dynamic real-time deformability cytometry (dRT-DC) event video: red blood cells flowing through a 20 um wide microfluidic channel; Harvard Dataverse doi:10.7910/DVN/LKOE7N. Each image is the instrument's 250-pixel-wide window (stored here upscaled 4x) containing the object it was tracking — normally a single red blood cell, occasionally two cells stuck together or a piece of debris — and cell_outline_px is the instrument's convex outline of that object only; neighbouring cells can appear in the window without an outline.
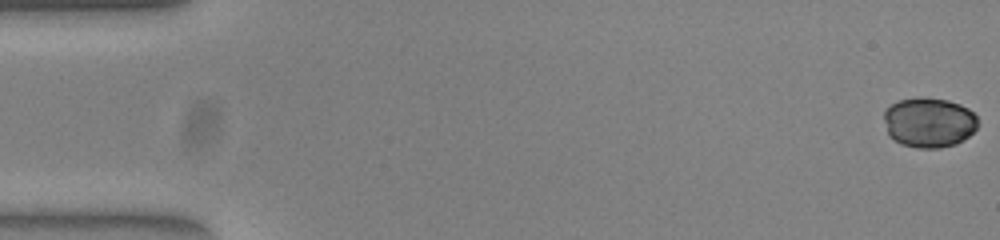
{"species": "common noctule bat (a hibernating species)", "species_latin": "Nyctalus noctula", "temperature_condition": "warm", "stored_images_in_passage": 53, "camera_frame_rate_fps": 3000, "um_per_image_px": 0.085, "animal": {"sex": "female", "body_mass_g": 23.0, "forearm_length_mm": 53.4}, "frame": {"image": 1, "passage_image": 1, "time_ms": 0.0, "image_size_px": [1000, 240], "cell_outline_px": [[976, 128], [968, 136], [956, 144], [940, 148], [916, 148], [900, 144], [888, 136], [884, 120], [884, 108], [900, 100], [920, 96], [924, 96], [948, 100], [960, 104], [968, 108], [976, 116]], "centroid_in_image_um": [78.92, 10.4], "position_along_channel_um": 6.1, "area_um2": 27.63}}
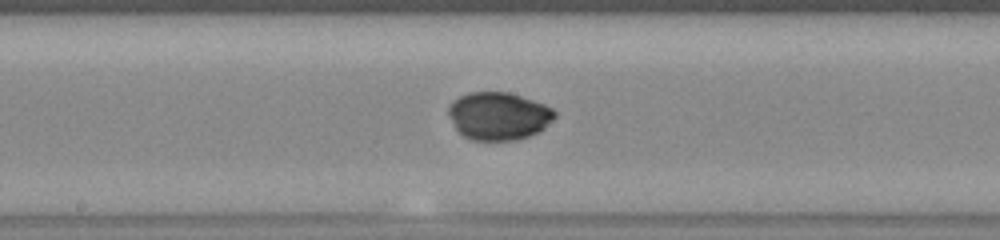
{"frame": {"image": 2, "passage_image": 28, "time_ms": 9.0, "image_size_px": [1000, 240], "cell_outline_px": [[556, 116], [544, 128], [528, 136], [516, 140], [472, 140], [464, 136], [456, 128], [448, 112], [448, 108], [452, 100], [468, 92], [508, 92], [544, 104], [552, 108], [556, 112]], "centroid_in_image_um": [42.37, 9.85], "position_along_channel_um": 205.8, "area_um2": 29.36}}
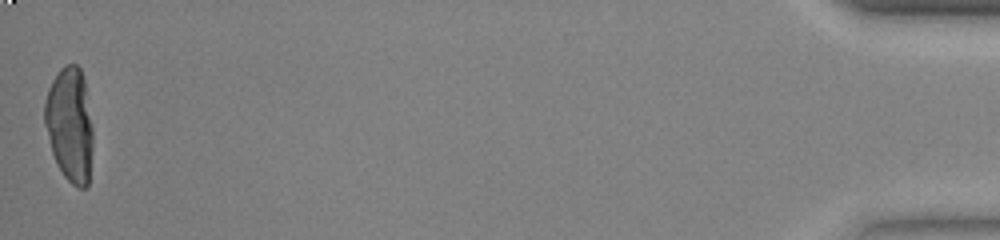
{"frame": {"image": 3, "passage_image": 53, "time_ms": 17.333, "image_size_px": [1000, 240], "cell_outline_px": [[92, 148], [88, 184], [84, 188], [80, 188], [72, 184], [64, 176], [56, 164], [52, 152], [44, 124], [44, 104], [48, 88], [52, 80], [60, 68], [64, 64], [76, 64], [80, 68], [84, 80], [92, 124]], "centroid_in_image_um": [5.92, 10.58], "position_along_channel_um": 429.3, "area_um2": 32.25}, "authors_computed_cell_mechanics": {"area_um2": 29.7092, "velocity_mm_per_s": 3.8789, "shape_relaxation_time_tau1_ms": 3.3928, "shape_relaxation_time_tau2_ms": null, "deformation_change_tau1": 0.1167, "deformation_change_tau2": null}}